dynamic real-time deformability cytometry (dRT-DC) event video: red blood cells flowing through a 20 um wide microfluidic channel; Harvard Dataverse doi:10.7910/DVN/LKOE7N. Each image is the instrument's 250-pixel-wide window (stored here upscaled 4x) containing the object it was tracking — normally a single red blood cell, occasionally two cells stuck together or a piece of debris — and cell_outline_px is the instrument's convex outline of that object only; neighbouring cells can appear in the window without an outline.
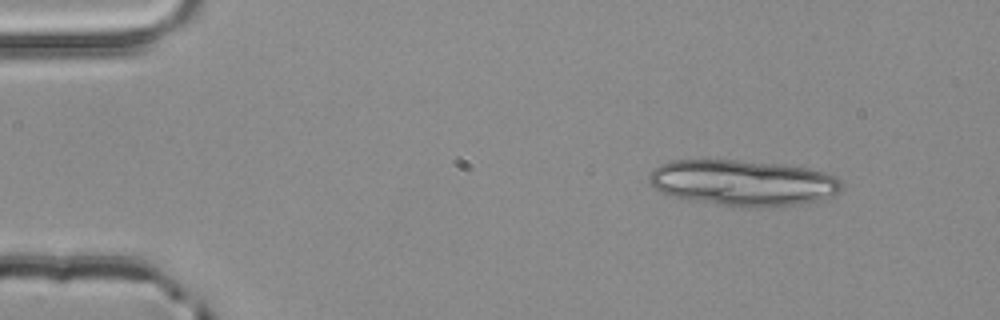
{"species": "common noctule bat (a hibernating species)", "species_latin": "Nyctalus noctula", "temperature_condition": "room temperature", "stored_images_in_passage": 4, "segment_of_instrument_passage": [1, 2], "camera_frame_rate_fps": 3000, "um_per_image_px": 0.085, "animal": {"sex": "male", "body_mass_g": 20.4}, "frame": {"image": 1, "passage_image": 1, "time_ms": 0.0, "image_size_px": [1000, 320], "cell_outline_px": [[844, 184], [840, 192], [832, 196], [820, 200], [800, 204], [760, 208], [732, 208], [676, 196], [660, 192], [648, 180], [648, 176], [660, 164], [672, 160], [740, 160], [784, 164], [808, 168], [824, 172], [836, 176]], "centroid_in_image_um": [63.22, 15.55], "position_along_channel_um": 21.8, "area_um2": 52.08}}